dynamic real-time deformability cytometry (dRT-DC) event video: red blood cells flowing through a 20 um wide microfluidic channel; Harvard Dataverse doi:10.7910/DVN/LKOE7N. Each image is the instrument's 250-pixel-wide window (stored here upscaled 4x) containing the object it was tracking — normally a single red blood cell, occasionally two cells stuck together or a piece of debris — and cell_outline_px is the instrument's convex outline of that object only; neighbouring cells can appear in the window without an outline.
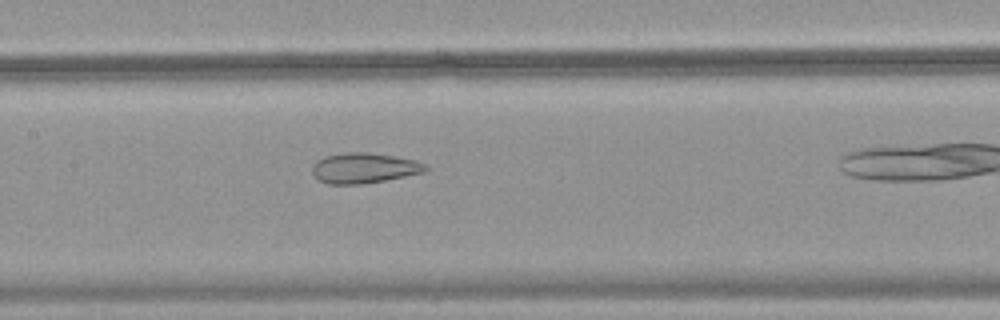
{"species": "common noctule bat (a hibernating species)", "species_latin": "Nyctalus noctula", "temperature_condition": "warm", "stored_images_in_passage": 30, "camera_frame_rate_fps": 3000, "um_per_image_px": 0.085, "animal": {"sex": "female", "body_mass_g": 18.4}, "frame": {"image": 1, "passage_image": 13, "time_ms": 4.0, "image_size_px": [1000, 320], "cell_outline_px": [[428, 168], [424, 172], [384, 180], [360, 184], [328, 184], [320, 180], [312, 172], [312, 164], [316, 160], [324, 156], [348, 152], [368, 152], [416, 160], [424, 164]], "centroid_in_image_um": [30.91, 14.27], "position_along_channel_um": 176.5, "area_um2": 19.83}}
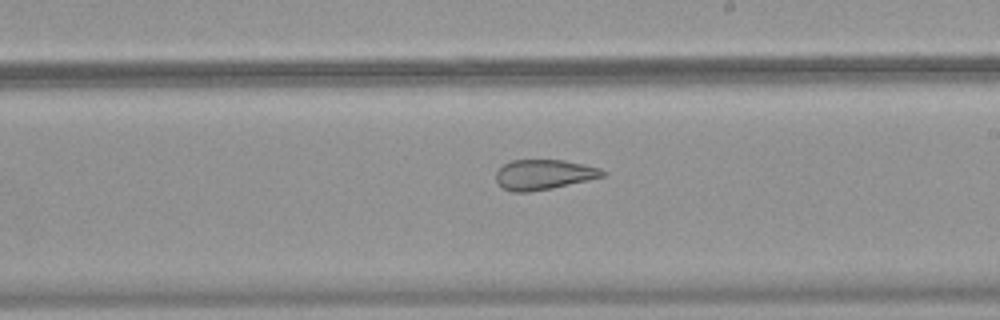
{"frame": {"image": 2, "passage_image": 18, "time_ms": 5.667, "image_size_px": [1000, 320], "cell_outline_px": [[608, 172], [604, 176], [552, 188], [528, 192], [512, 192], [504, 188], [496, 180], [496, 172], [504, 164], [512, 160], [564, 160], [584, 164], [600, 168]], "centroid_in_image_um": [46.24, 14.83], "position_along_channel_um": 242.8, "area_um2": 18.55}}